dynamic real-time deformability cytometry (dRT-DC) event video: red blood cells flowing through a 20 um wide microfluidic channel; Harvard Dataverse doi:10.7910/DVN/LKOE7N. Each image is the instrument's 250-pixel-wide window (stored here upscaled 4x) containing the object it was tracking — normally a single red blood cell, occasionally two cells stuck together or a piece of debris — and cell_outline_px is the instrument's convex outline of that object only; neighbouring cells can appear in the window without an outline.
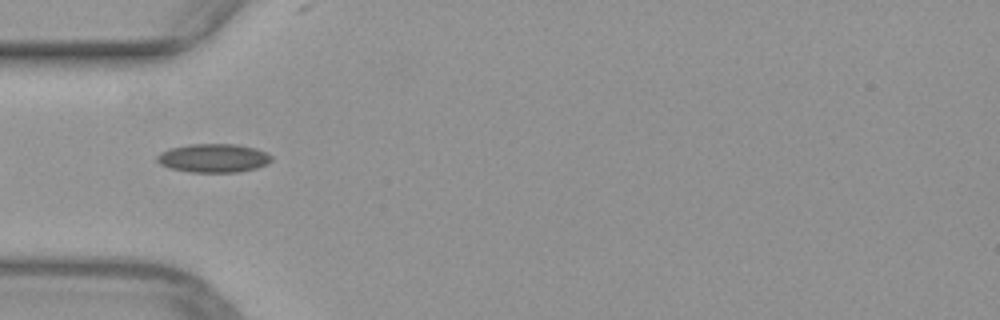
{"species": "common noctule bat (a hibernating species)", "species_latin": "Nyctalus noctula", "temperature_condition": "warm", "stored_images_in_passage": 36, "camera_frame_rate_fps": 3000, "um_per_image_px": 0.085, "animal": {"sex": "female", "body_mass_g": 29.2, "forearm_length_mm": 56.3}, "frame": {"image": 1, "passage_image": 2, "time_ms": 0.333, "image_size_px": [1000, 320], "cell_outline_px": [[272, 160], [268, 164], [256, 168], [240, 172], [188, 172], [172, 168], [160, 164], [156, 160], [156, 156], [160, 152], [168, 148], [188, 144], [236, 144], [256, 148], [272, 156]], "centroid_in_image_um": [18.13, 13.43], "position_along_channel_um": 66.9, "area_um2": 19.25}}
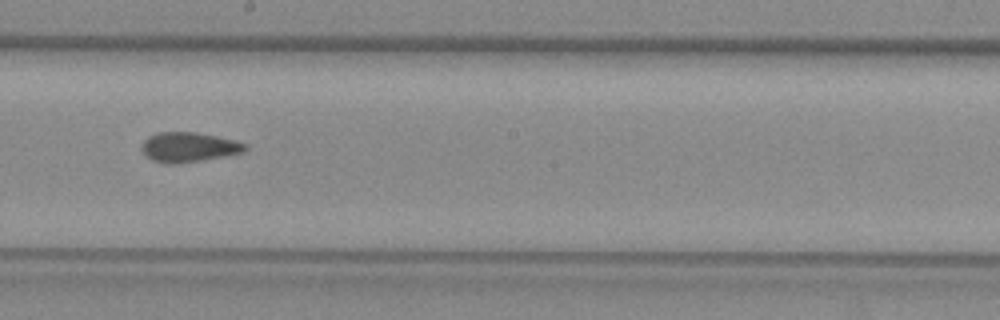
{"frame": {"image": 2, "passage_image": 14, "time_ms": 4.333, "image_size_px": [1000, 320], "cell_outline_px": [[248, 148], [244, 152], [224, 156], [176, 164], [168, 164], [152, 160], [140, 148], [144, 140], [148, 136], [156, 132], [196, 132], [216, 136], [248, 144]], "centroid_in_image_um": [16.03, 12.5], "position_along_channel_um": 232.2, "area_um2": 17.86}}
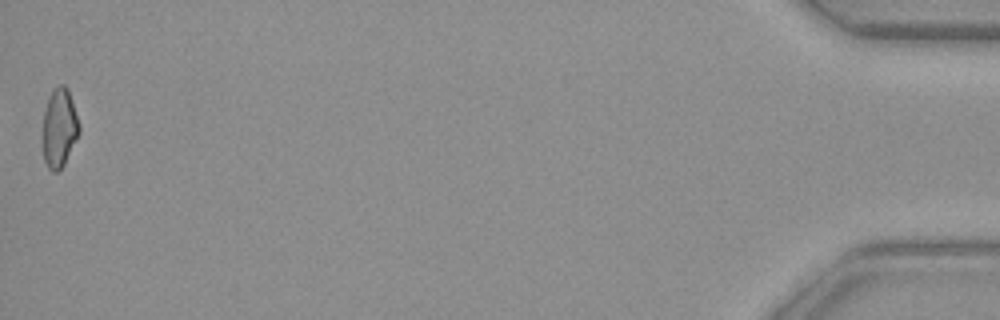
{"frame": {"image": 3, "passage_image": 36, "time_ms": 11.667, "image_size_px": [1000, 320], "cell_outline_px": [[80, 132], [64, 164], [56, 172], [52, 172], [48, 168], [44, 160], [44, 112], [52, 88], [60, 84], [64, 84], [68, 88], [80, 124]], "centroid_in_image_um": [5.07, 10.84], "position_along_channel_um": 430.1, "area_um2": 16.59}}